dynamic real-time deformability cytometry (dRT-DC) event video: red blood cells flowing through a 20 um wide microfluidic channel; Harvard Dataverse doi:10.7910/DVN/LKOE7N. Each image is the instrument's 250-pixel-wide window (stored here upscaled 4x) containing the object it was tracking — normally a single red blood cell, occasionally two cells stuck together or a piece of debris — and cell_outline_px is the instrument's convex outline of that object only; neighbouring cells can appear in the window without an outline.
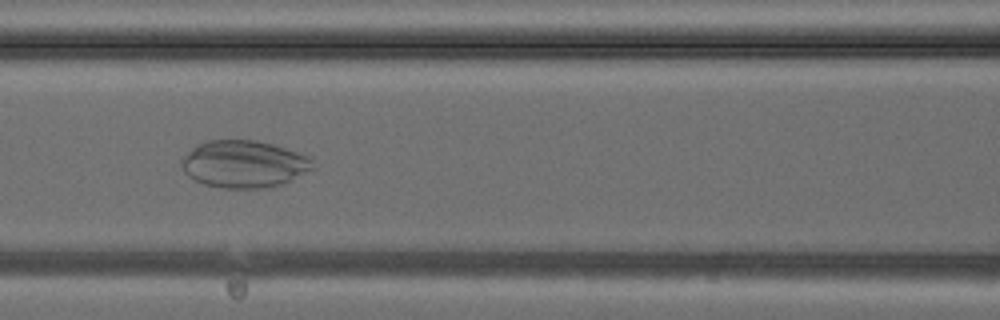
{"species": "common noctule bat (a hibernating species)", "species_latin": "Nyctalus noctula", "temperature_condition": "cold", "stored_images_in_passage": 39, "camera_frame_rate_fps": 3000, "um_per_image_px": 0.085, "animal": {"sex": "female", "body_mass_g": 24.6, "forearm_length_mm": 56.2}, "frame": {"image": 1, "passage_image": 17, "time_ms": 5.333, "image_size_px": [1000, 320], "cell_outline_px": [[316, 168], [280, 184], [264, 188], [224, 188], [204, 184], [188, 176], [184, 172], [180, 164], [180, 160], [196, 144], [208, 140], [256, 140], [272, 144], [308, 156], [312, 160]], "centroid_in_image_um": [20.71, 13.94], "position_along_channel_um": 145.9, "area_um2": 36.01}}
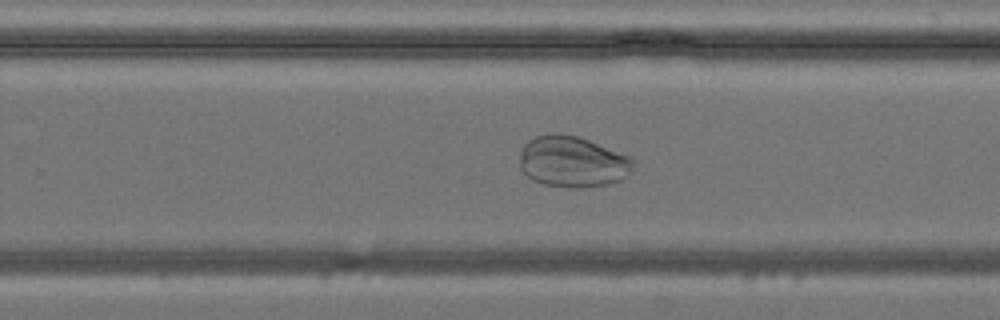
{"frame": {"image": 2, "passage_image": 25, "time_ms": 8.0, "image_size_px": [1000, 320], "cell_outline_px": [[632, 168], [620, 180], [608, 184], [584, 188], [568, 188], [544, 184], [532, 180], [520, 168], [520, 152], [524, 144], [528, 140], [536, 136], [548, 132], [556, 132], [576, 136], [588, 140], [628, 156], [632, 160]], "centroid_in_image_um": [48.6, 13.74], "position_along_channel_um": 281.2, "area_um2": 33.7}}
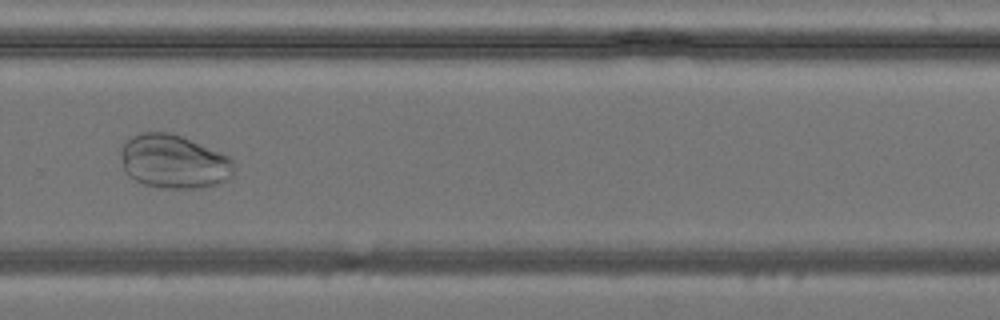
{"frame": {"image": 3, "passage_image": 27, "time_ms": 8.667, "image_size_px": [1000, 320], "cell_outline_px": [[232, 176], [228, 180], [220, 184], [196, 188], [160, 188], [144, 184], [136, 180], [124, 172], [120, 156], [120, 152], [124, 144], [132, 136], [140, 132], [168, 132], [180, 136], [220, 152], [228, 156], [232, 160]], "centroid_in_image_um": [14.75, 13.75], "position_along_channel_um": 315.1, "area_um2": 35.32}}